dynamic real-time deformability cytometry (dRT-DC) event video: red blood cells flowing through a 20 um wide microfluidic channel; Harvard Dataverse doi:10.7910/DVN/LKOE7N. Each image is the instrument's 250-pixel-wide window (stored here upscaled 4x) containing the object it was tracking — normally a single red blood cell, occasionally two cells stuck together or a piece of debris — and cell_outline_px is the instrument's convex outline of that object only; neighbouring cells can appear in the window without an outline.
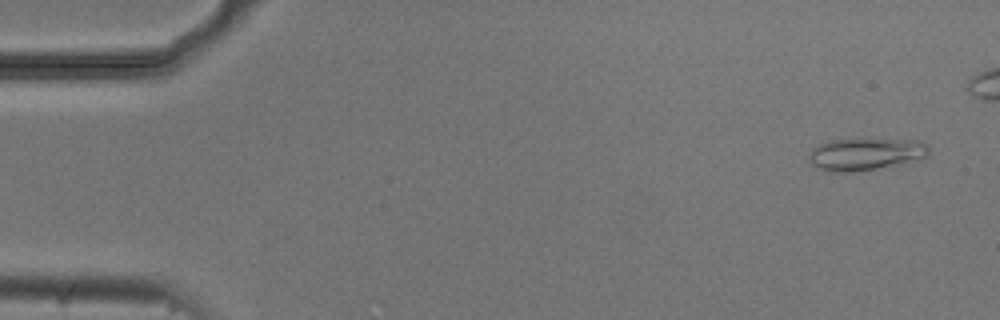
{"species": "common noctule bat (a hibernating species)", "species_latin": "Nyctalus noctula", "temperature_condition": "cold", "stored_images_in_passage": 49, "camera_frame_rate_fps": 3000, "um_per_image_px": 0.085, "animal": {"sex": "male", "body_mass_g": 20.5, "forearm_length_mm": 52.5}, "frame": {"image": 1, "passage_image": 3, "time_ms": 0.667, "image_size_px": [1000, 320], "cell_outline_px": [[928, 156], [900, 164], [852, 172], [832, 172], [816, 168], [808, 160], [808, 156], [812, 148], [820, 144], [832, 140], [864, 136], [916, 140], [928, 144]], "centroid_in_image_um": [73.56, 13.05], "position_along_channel_um": 11.4, "area_um2": 23.41}}
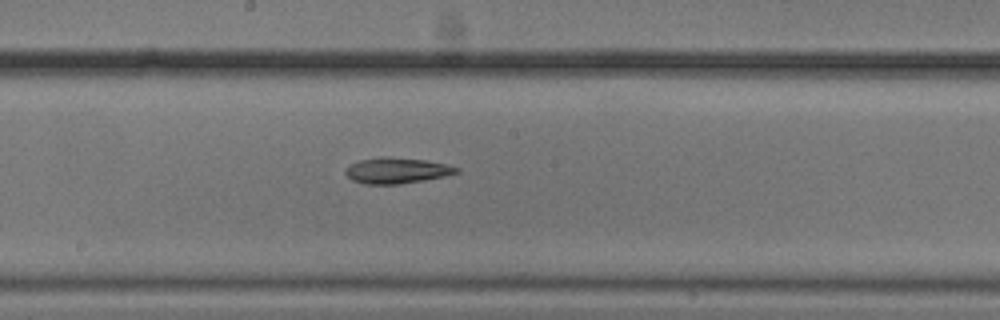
{"frame": {"image": 2, "passage_image": 29, "time_ms": 9.333, "image_size_px": [1000, 320], "cell_outline_px": [[460, 172], [444, 176], [424, 180], [400, 184], [364, 184], [352, 180], [344, 172], [352, 164], [360, 160], [384, 156], [388, 156], [428, 160], [460, 168]], "centroid_in_image_um": [33.75, 14.49], "position_along_channel_um": 214.5, "area_um2": 16.65}}
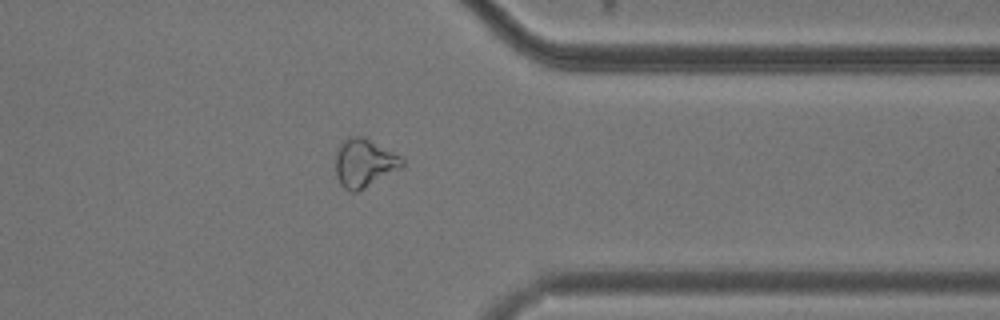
{"frame": {"image": 3, "passage_image": 43, "time_ms": 14.0, "image_size_px": [1000, 320], "cell_outline_px": [[404, 168], [356, 192], [348, 192], [340, 184], [336, 176], [336, 152], [340, 144], [348, 136], [364, 136], [400, 156], [404, 160]], "centroid_in_image_um": [30.97, 13.86], "position_along_channel_um": 380.4, "area_um2": 18.96}, "authors_computed_cell_mechanics": {"area_um2": 17.8024, "velocity_mm_per_s": 3.7246, "shape_relaxation_time_tau1_ms": 6.0014, "shape_relaxation_time_tau2_ms": null, "deformation_change_tau1": 0.1311, "deformation_change_tau2": null}}